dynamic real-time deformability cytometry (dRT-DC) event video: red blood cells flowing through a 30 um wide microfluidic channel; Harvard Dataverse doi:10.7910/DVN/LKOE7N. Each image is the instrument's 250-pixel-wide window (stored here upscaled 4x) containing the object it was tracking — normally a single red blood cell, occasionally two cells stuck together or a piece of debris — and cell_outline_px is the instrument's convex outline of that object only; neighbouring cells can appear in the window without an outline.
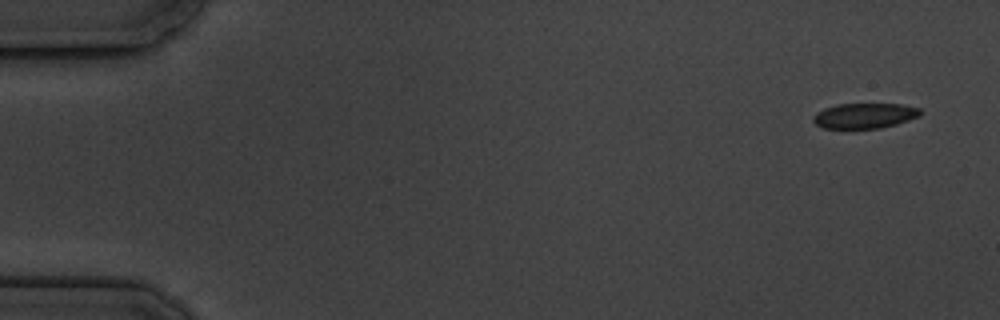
{"species": "common noctule bat (a hibernating species)", "species_latin": "Nyctalus noctula", "temperature_condition": "cold", "stored_images_in_passage": 5, "camera_frame_rate_fps": 3000, "um_per_image_px": 0.085, "animal": {"sex": "male", "body_mass_g": 19.5, "forearm_length_mm": 54.6}, "frame": {"image": 1, "passage_image": 1, "time_ms": 0.0, "image_size_px": [1000, 320], "cell_outline_px": [[920, 116], [896, 124], [880, 128], [824, 128], [816, 124], [812, 120], [812, 116], [816, 112], [824, 108], [836, 104], [900, 104], [920, 108]], "centroid_in_image_um": [73.46, 9.83], "position_along_channel_um": 11.5, "area_um2": 15.72}}
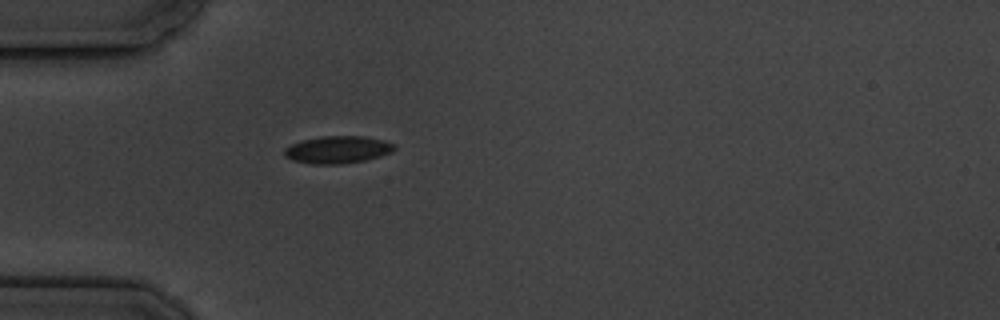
{"frame": {"image": 2, "passage_image": 5, "time_ms": 4.667, "image_size_px": [1000, 320], "cell_outline_px": [[396, 148], [392, 152], [380, 156], [364, 160], [340, 164], [312, 164], [292, 160], [284, 156], [284, 148], [300, 140], [320, 136], [364, 136], [384, 140], [396, 144]], "centroid_in_image_um": [28.7, 12.71], "position_along_channel_um": 56.3, "area_um2": 17.69}}